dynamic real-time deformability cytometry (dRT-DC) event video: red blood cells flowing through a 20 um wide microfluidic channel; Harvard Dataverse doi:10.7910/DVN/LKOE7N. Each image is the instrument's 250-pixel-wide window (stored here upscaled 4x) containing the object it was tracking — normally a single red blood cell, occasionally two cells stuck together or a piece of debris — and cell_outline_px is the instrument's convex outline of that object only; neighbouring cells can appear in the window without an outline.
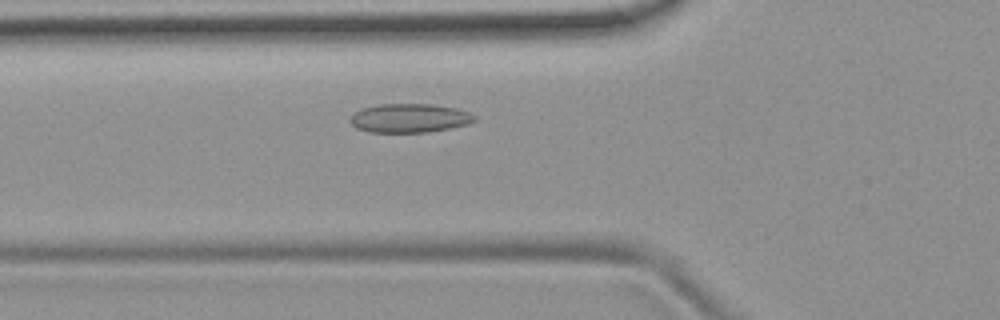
{"species": "common noctule bat (a hibernating species)", "species_latin": "Nyctalus noctula", "temperature_condition": "room temperature", "stored_images_in_passage": 35, "camera_frame_rate_fps": 3000, "um_per_image_px": 0.085, "animal": {"sex": "female", "body_mass_g": 19.9}, "frame": {"image": 1, "passage_image": 7, "time_ms": 2.0, "image_size_px": [1000, 320], "cell_outline_px": [[476, 120], [468, 124], [428, 132], [368, 132], [356, 128], [348, 120], [360, 108], [380, 104], [432, 104], [456, 108], [468, 112], [476, 116]], "centroid_in_image_um": [34.79, 10.04], "position_along_channel_um": 91.0, "area_um2": 20.92}}
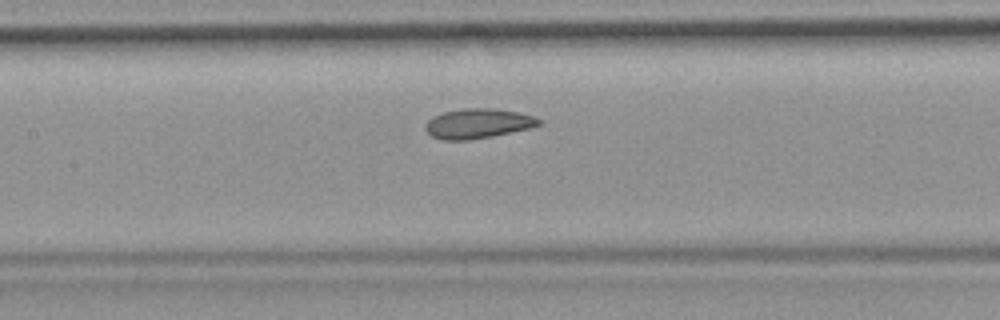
{"frame": {"image": 2, "passage_image": 13, "time_ms": 4.0, "image_size_px": [1000, 320], "cell_outline_px": [[544, 120], [540, 124], [532, 128], [492, 136], [468, 140], [444, 140], [432, 136], [424, 128], [428, 120], [432, 116], [444, 112], [464, 108], [496, 108], [516, 112], [532, 116]], "centroid_in_image_um": [40.64, 10.49], "position_along_channel_um": 166.8, "area_um2": 19.71}}
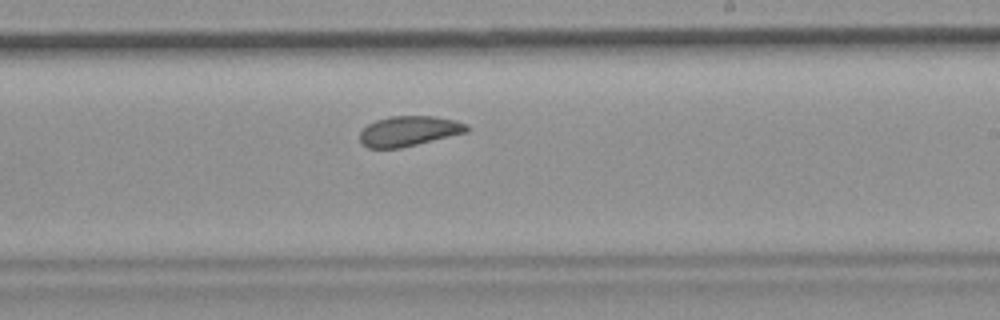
{"frame": {"image": 3, "passage_image": 20, "time_ms": 6.333, "image_size_px": [1000, 320], "cell_outline_px": [[472, 128], [468, 132], [400, 148], [368, 148], [360, 140], [360, 132], [368, 124], [376, 120], [388, 116], [436, 116], [456, 120], [468, 124]], "centroid_in_image_um": [34.81, 11.13], "position_along_channel_um": 254.2, "area_um2": 18.9}, "authors_computed_cell_mechanics": {"area_um2": 19.5364, "velocity_mm_per_s": 3.7845, "shape_relaxation_time_tau1_ms": 5.6416, "shape_relaxation_time_tau2_ms": 2.2912, "deformation_change_tau1": 0.1022, "deformation_change_tau2": 0.0495}}